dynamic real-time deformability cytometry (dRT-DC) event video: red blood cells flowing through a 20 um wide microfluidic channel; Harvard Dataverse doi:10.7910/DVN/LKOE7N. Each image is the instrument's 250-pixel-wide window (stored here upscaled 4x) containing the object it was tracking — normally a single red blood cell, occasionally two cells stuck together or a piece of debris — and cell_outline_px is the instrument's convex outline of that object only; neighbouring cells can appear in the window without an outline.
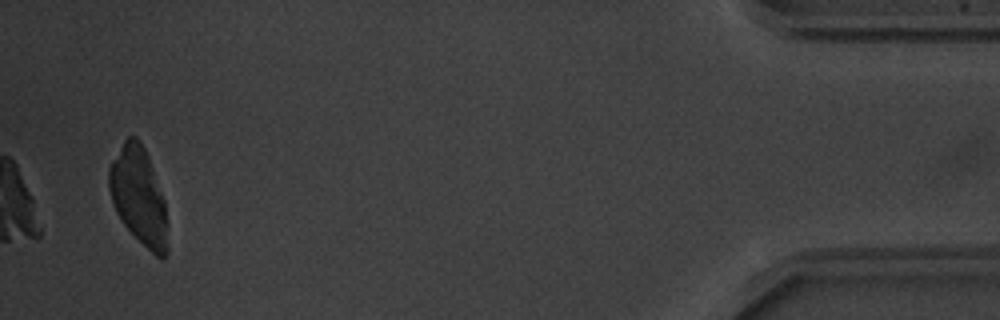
{"species": "common noctule bat (a hibernating species)", "species_latin": "Nyctalus noctula", "temperature_condition": "warm", "stored_images_in_passage": 36, "camera_frame_rate_fps": 3000, "um_per_image_px": 0.085, "animal": {"sex": "male", "body_mass_g": 20.1, "forearm_length_mm": 53.5}, "frame": {"image": 1, "passage_image": 36, "time_ms": 11.667, "image_size_px": [1000, 320], "cell_outline_px": [[168, 252], [164, 260], [160, 260], [124, 224], [116, 212], [108, 188], [108, 168], [112, 160], [124, 140], [128, 136], [136, 136], [144, 148], [148, 156], [164, 200], [168, 224]], "centroid_in_image_um": [11.81, 16.69], "position_along_channel_um": 423.4, "area_um2": 33.12}}